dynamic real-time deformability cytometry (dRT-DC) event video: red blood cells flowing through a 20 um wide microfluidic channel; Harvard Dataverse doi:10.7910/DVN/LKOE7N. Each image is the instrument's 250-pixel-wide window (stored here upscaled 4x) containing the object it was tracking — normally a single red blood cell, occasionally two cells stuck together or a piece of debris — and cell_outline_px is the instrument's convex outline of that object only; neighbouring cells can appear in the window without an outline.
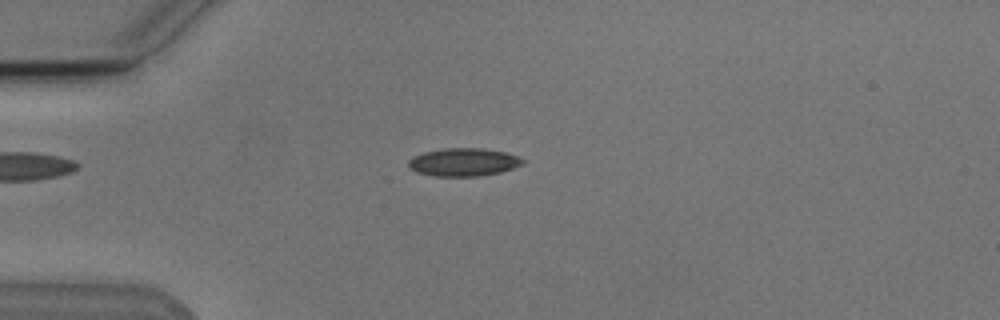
{"species": "Egyptian fruit bat (a non-hibernating species)", "species_latin": "Rousettus aegyptiacus", "temperature_condition": "cold", "stored_images_in_passage": 5, "camera_frame_rate_fps": 3000, "um_per_image_px": 0.085, "animal": {"sex": "male"}, "frame": {"image": 1, "passage_image": 3, "time_ms": 3.0, "image_size_px": [1000, 320], "cell_outline_px": [[528, 160], [524, 164], [500, 172], [480, 176], [432, 176], [416, 172], [408, 168], [408, 160], [424, 152], [444, 148], [484, 148], [504, 152], [520, 156]], "centroid_in_image_um": [39.44, 13.78], "position_along_channel_um": 45.6, "area_um2": 18.84}}